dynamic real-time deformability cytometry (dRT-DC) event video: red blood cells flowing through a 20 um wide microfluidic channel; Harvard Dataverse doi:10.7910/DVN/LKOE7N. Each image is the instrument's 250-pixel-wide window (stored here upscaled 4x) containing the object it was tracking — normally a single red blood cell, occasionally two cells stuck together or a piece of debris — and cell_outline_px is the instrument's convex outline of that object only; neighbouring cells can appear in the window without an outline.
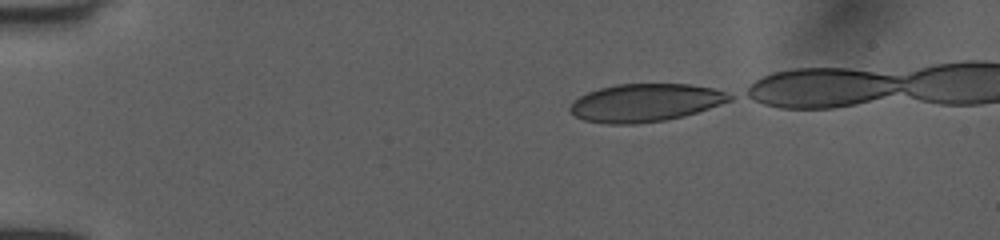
{"species": "human", "species_latin": "Homo sapiens", "temperature_condition": "room temperature", "stored_images_in_passage": 38, "camera_frame_rate_fps": 3000, "um_per_image_px": 0.085, "donor": {"sex": "female"}, "frame": {"image": 1, "passage_image": 1, "time_ms": 0.0, "image_size_px": [1000, 240], "cell_outline_px": [[732, 100], [684, 116], [664, 120], [636, 124], [608, 124], [584, 120], [576, 116], [568, 108], [580, 96], [588, 92], [600, 88], [616, 84], [688, 84], [712, 88], [724, 92], [732, 96]], "centroid_in_image_um": [54.83, 8.73], "position_along_channel_um": 30.2, "area_um2": 34.85}}
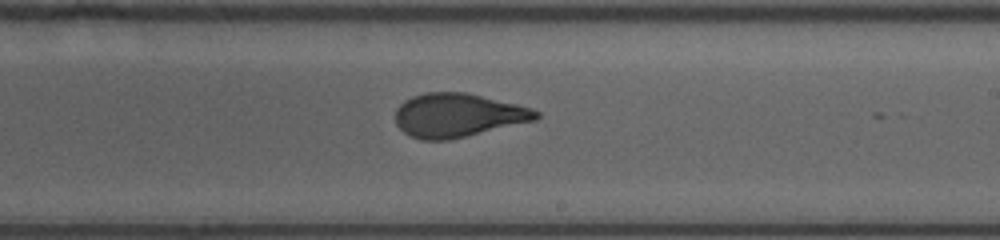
{"frame": {"image": 2, "passage_image": 23, "time_ms": 7.333, "image_size_px": [1000, 240], "cell_outline_px": [[540, 116], [536, 120], [448, 140], [420, 140], [404, 132], [396, 124], [396, 108], [404, 100], [412, 96], [424, 92], [464, 92], [516, 104], [532, 108], [540, 112]], "centroid_in_image_um": [38.9, 9.79], "position_along_channel_um": 250.1, "area_um2": 35.66}}
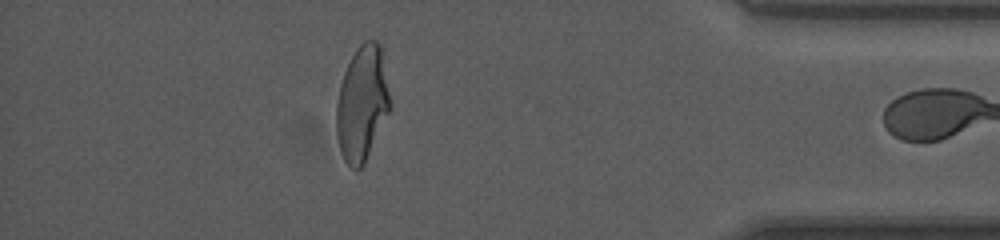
{"frame": {"image": 3, "passage_image": 37, "time_ms": 12.0, "image_size_px": [1000, 240], "cell_outline_px": [[392, 104], [364, 164], [356, 172], [344, 160], [340, 152], [336, 136], [336, 104], [340, 84], [344, 72], [356, 48], [364, 40], [376, 40], [380, 44]], "centroid_in_image_um": [30.77, 8.8], "position_along_channel_um": 404.4, "area_um2": 36.07}}